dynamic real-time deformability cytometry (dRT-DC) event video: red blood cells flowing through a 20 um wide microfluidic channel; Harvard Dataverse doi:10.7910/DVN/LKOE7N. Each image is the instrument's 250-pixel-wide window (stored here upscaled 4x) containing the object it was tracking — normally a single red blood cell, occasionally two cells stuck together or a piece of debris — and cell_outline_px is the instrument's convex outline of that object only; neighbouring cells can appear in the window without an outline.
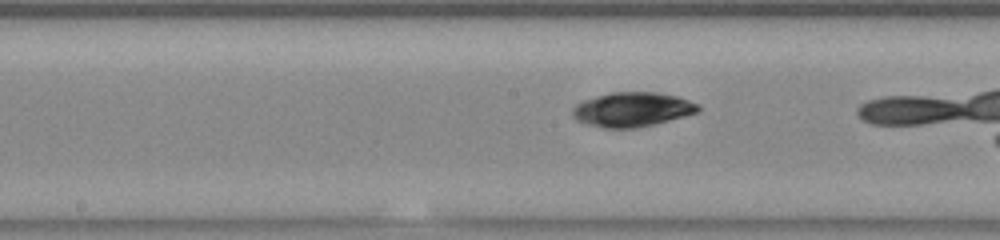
{"species": "common noctule bat (a hibernating species)", "species_latin": "Nyctalus noctula", "temperature_condition": "warm", "stored_images_in_passage": 33, "camera_frame_rate_fps": 3000, "um_per_image_px": 0.085, "animal": {"sex": "female", "body_mass_g": 23.0, "forearm_length_mm": 53.4}, "frame": {"image": 1, "passage_image": 19, "time_ms": 6.0, "image_size_px": [1000, 240], "cell_outline_px": [[700, 108], [696, 112], [668, 120], [636, 128], [604, 128], [588, 124], [576, 120], [572, 116], [572, 108], [576, 104], [584, 100], [612, 92], [656, 92], [676, 96], [688, 100], [696, 104]], "centroid_in_image_um": [53.68, 9.3], "position_along_channel_um": 194.5, "area_um2": 24.8}}